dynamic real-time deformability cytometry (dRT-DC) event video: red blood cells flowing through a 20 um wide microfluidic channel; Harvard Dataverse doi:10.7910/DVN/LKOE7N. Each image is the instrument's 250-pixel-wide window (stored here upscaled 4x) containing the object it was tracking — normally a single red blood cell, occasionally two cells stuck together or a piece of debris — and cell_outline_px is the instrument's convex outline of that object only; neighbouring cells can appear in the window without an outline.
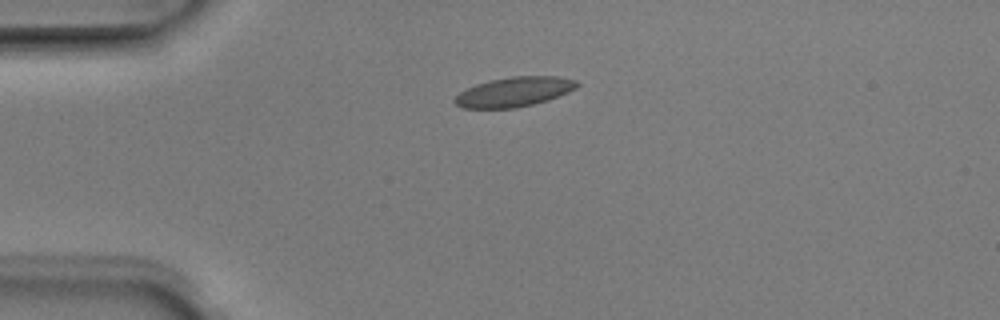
{"species": "Egyptian fruit bat (a non-hibernating species)", "species_latin": "Rousettus aegyptiacus", "temperature_condition": "room temperature", "stored_images_in_passage": 6, "camera_frame_rate_fps": 3000, "um_per_image_px": 0.085, "animal": {"sex": "male"}, "frame": {"image": 1, "passage_image": 1, "time_ms": 0.0, "image_size_px": [1000, 320], "cell_outline_px": [[580, 84], [576, 88], [568, 92], [548, 100], [516, 108], [460, 108], [452, 100], [460, 92], [476, 84], [492, 80], [512, 76], [556, 76], [576, 80]], "centroid_in_image_um": [43.7, 7.81], "position_along_channel_um": 41.3, "area_um2": 21.04}}
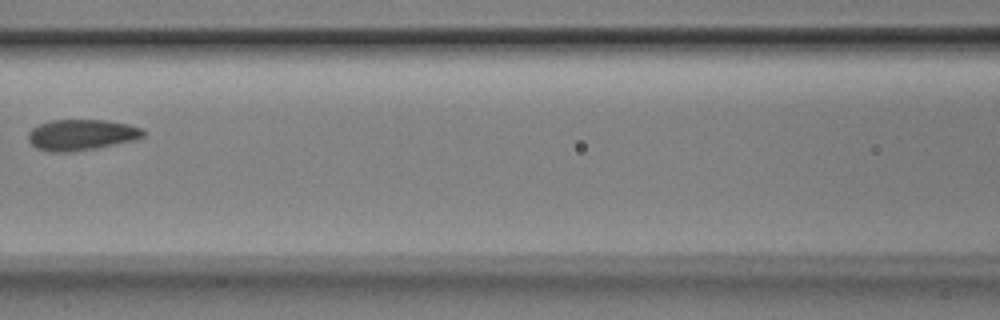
{"frame": {"image": 2, "passage_image": 4, "time_ms": 1.0, "image_size_px": [1000, 320], "cell_outline_px": [[144, 136], [136, 140], [96, 148], [72, 152], [48, 152], [36, 148], [28, 140], [28, 132], [32, 128], [40, 124], [52, 120], [104, 120], [128, 124], [144, 128]], "centroid_in_image_um": [6.93, 11.47], "position_along_channel_um": 159.7, "area_um2": 20.87}}
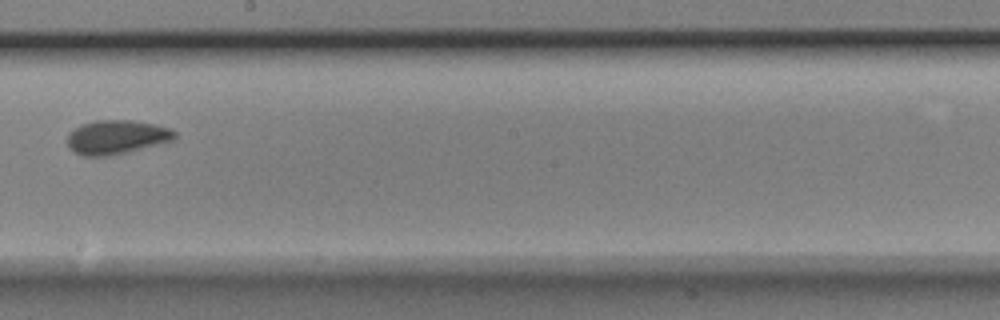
{"frame": {"image": 3, "passage_image": 6, "time_ms": 1.667, "image_size_px": [1000, 320], "cell_outline_px": [[176, 140], [128, 152], [108, 156], [84, 156], [68, 148], [68, 132], [80, 124], [96, 120], [132, 120], [156, 124], [172, 128], [176, 132]], "centroid_in_image_um": [9.94, 11.64], "position_along_channel_um": 238.3, "area_um2": 21.62}}